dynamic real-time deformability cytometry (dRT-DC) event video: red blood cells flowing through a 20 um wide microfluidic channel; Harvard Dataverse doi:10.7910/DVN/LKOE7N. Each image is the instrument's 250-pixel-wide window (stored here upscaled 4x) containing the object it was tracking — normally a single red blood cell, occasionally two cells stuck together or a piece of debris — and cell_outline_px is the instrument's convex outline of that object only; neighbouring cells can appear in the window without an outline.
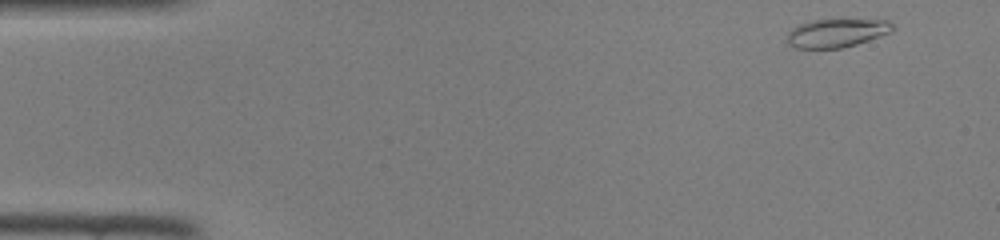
{"species": "common noctule bat (a hibernating species)", "species_latin": "Nyctalus noctula", "temperature_condition": "room temperature", "stored_images_in_passage": 44, "camera_frame_rate_fps": 3000, "um_per_image_px": 0.085, "animal": {"sex": "female", "body_mass_g": 22.0, "forearm_length_mm": 56.7}, "frame": {"image": 1, "passage_image": 1, "time_ms": 0.0, "image_size_px": [1000, 240], "cell_outline_px": [[896, 28], [892, 32], [856, 44], [840, 48], [796, 48], [788, 44], [788, 32], [796, 24], [812, 20], [888, 20], [896, 24]], "centroid_in_image_um": [71.14, 2.79], "position_along_channel_um": 13.9, "area_um2": 17.57}}
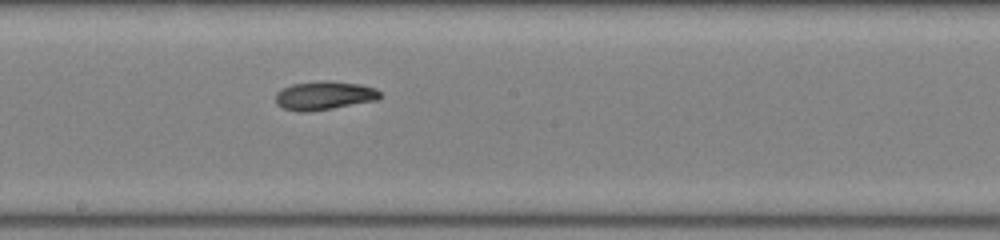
{"frame": {"image": 2, "passage_image": 23, "time_ms": 7.333, "image_size_px": [1000, 240], "cell_outline_px": [[380, 96], [376, 100], [332, 108], [308, 112], [296, 112], [284, 108], [276, 104], [276, 92], [292, 84], [324, 80], [332, 80], [360, 84], [376, 88], [380, 92]], "centroid_in_image_um": [27.54, 8.11], "position_along_channel_um": 220.7, "area_um2": 17.46}}
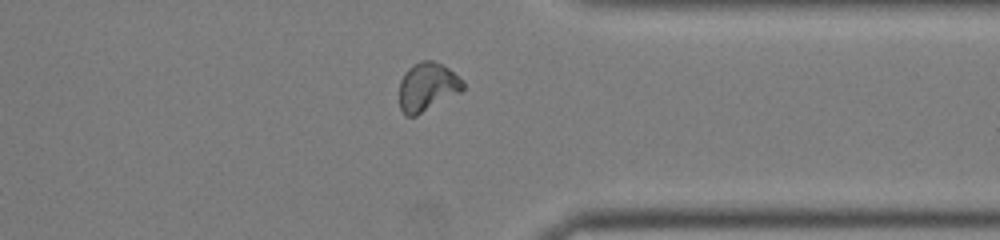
{"frame": {"image": 3, "passage_image": 34, "time_ms": 11.0, "image_size_px": [1000, 240], "cell_outline_px": [[464, 88], [460, 92], [416, 116], [404, 116], [400, 108], [400, 80], [404, 72], [412, 64], [420, 60], [432, 60], [448, 68], [464, 80]], "centroid_in_image_um": [36.31, 7.38], "position_along_channel_um": 375.1, "area_um2": 18.09}}